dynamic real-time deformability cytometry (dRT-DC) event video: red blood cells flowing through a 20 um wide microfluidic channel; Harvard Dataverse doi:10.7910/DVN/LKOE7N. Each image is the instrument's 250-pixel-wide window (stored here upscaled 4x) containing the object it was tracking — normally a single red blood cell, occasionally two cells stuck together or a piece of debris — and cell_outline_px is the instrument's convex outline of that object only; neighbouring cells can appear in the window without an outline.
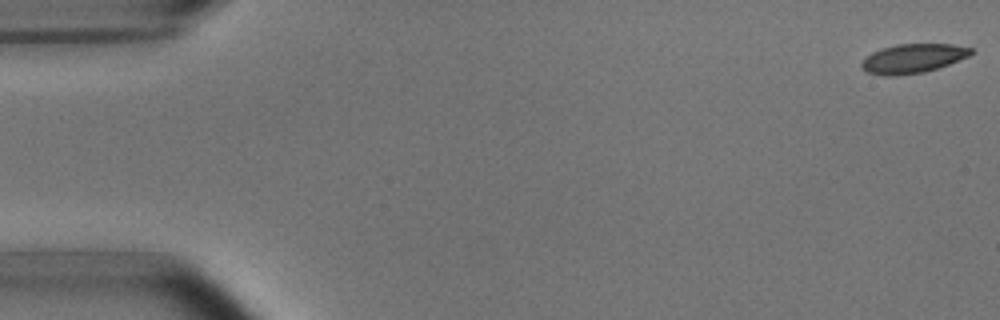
{"species": "common noctule bat (a hibernating species)", "species_latin": "Nyctalus noctula", "temperature_condition": "room temperature", "stored_images_in_passage": 7, "camera_frame_rate_fps": 3000, "um_per_image_px": 0.085, "animal": {"sex": "male", "body_mass_g": 15.6}, "frame": {"image": 1, "passage_image": 1, "time_ms": 0.0, "image_size_px": [1000, 320], "cell_outline_px": [[972, 52], [968, 56], [948, 64], [924, 72], [896, 76], [884, 76], [868, 72], [860, 68], [860, 64], [872, 52], [896, 44], [952, 44], [972, 48]], "centroid_in_image_um": [77.57, 4.97], "position_along_channel_um": 7.4, "area_um2": 18.38}}
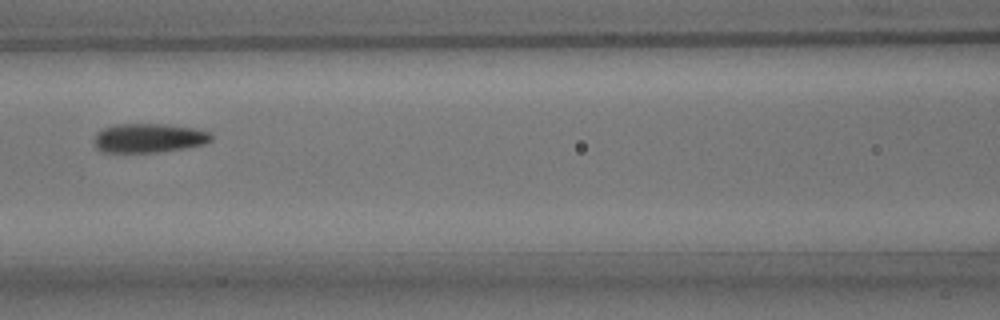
{"frame": {"image": 2, "passage_image": 7, "time_ms": 7.667, "image_size_px": [1000, 320], "cell_outline_px": [[212, 140], [204, 144], [184, 148], [160, 152], [100, 152], [96, 148], [96, 132], [104, 128], [116, 124], [164, 124], [192, 128], [208, 132], [212, 136]], "centroid_in_image_um": [12.64, 11.74], "position_along_channel_um": 154.0, "area_um2": 19.71}}